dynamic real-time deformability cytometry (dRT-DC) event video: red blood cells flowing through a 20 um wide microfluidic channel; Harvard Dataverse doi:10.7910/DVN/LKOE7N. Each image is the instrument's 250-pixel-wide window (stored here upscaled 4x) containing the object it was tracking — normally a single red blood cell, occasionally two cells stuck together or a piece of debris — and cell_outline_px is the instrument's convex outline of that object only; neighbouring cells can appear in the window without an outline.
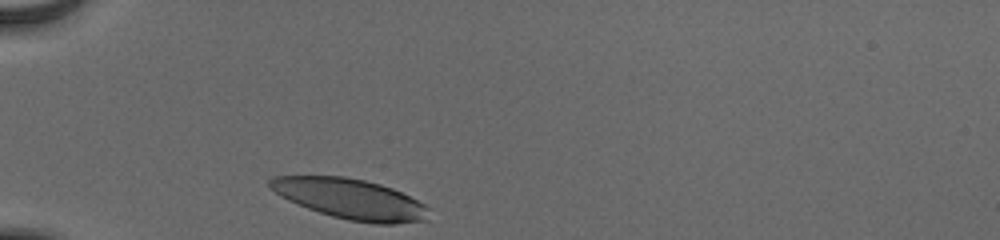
{"species": "human", "species_latin": "Homo sapiens", "temperature_condition": "cold", "stored_images_in_passage": 30, "camera_frame_rate_fps": 3000, "um_per_image_px": 0.085, "donor": {"sex": "male"}, "frame": {"image": 1, "passage_image": 1, "time_ms": 0.0, "image_size_px": [1000, 240], "cell_outline_px": [[428, 208], [424, 220], [396, 224], [376, 224], [348, 220], [332, 216], [308, 208], [288, 200], [268, 188], [268, 180], [272, 176], [344, 176], [364, 180], [380, 184], [392, 188], [424, 204]], "centroid_in_image_um": [29.72, 16.9], "position_along_channel_um": 55.3, "area_um2": 36.99}}
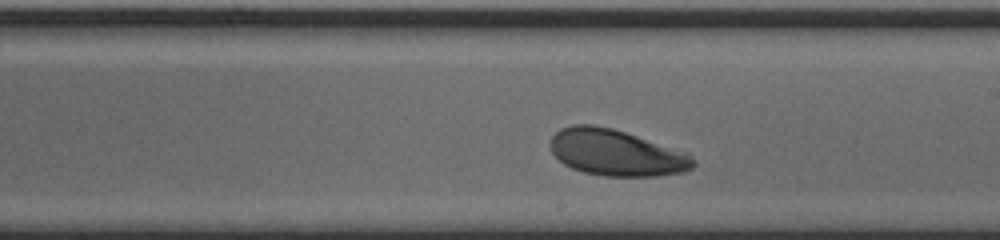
{"frame": {"image": 2, "passage_image": 17, "time_ms": 5.333, "image_size_px": [1000, 240], "cell_outline_px": [[696, 164], [692, 168], [684, 172], [656, 176], [604, 176], [584, 172], [572, 168], [564, 164], [552, 152], [548, 144], [552, 136], [560, 128], [572, 124], [592, 124], [612, 128], [636, 136], [692, 156], [696, 160]], "centroid_in_image_um": [52.31, 12.98], "position_along_channel_um": 236.7, "area_um2": 38.15}}
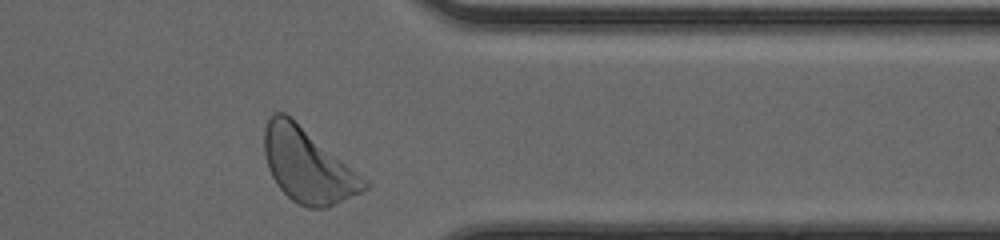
{"frame": {"image": 3, "passage_image": 29, "time_ms": 9.333, "image_size_px": [1000, 240], "cell_outline_px": [[372, 184], [368, 188], [328, 208], [308, 208], [292, 200], [276, 184], [268, 168], [264, 152], [264, 128], [268, 120], [276, 112], [284, 112], [368, 180]], "centroid_in_image_um": [26.16, 14.09], "position_along_channel_um": 385.2, "area_um2": 42.6}, "authors_computed_cell_mechanics": {"area_um2": 38.5526, "velocity_mm_per_s": 3.8123, "shape_relaxation_time_tau1_ms": 1.2857, "shape_relaxation_time_tau2_ms": null, "deformation_change_tau1": 0.1075, "deformation_change_tau2": null}}